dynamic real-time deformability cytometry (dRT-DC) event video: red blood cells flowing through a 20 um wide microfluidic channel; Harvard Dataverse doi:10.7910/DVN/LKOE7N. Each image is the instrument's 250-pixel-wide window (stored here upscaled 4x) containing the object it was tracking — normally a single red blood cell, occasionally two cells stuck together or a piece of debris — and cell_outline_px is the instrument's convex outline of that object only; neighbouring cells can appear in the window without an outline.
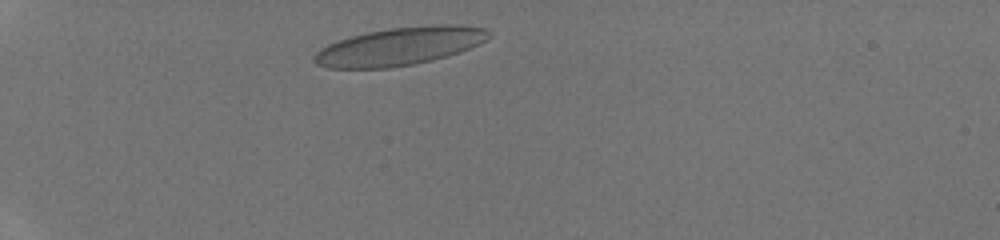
{"species": "human", "species_latin": "Homo sapiens", "temperature_condition": "room temperature", "stored_images_in_passage": 34, "camera_frame_rate_fps": 3000, "um_per_image_px": 0.085, "donor": {"sex": "male"}, "frame": {"image": 1, "passage_image": 3, "time_ms": 0.667, "image_size_px": [1000, 240], "cell_outline_px": [[492, 36], [488, 40], [480, 44], [460, 52], [432, 60], [412, 64], [388, 68], [328, 68], [316, 64], [312, 60], [312, 56], [320, 48], [328, 44], [352, 36], [368, 32], [388, 28], [432, 24], [460, 24], [484, 28], [492, 32]], "centroid_in_image_um": [34.02, 3.92], "position_along_channel_um": 51.0, "area_um2": 38.96}}
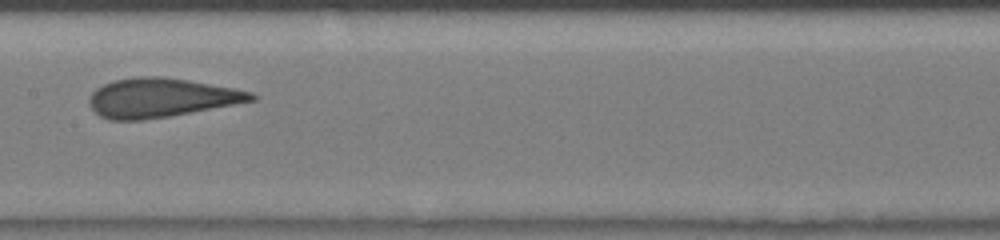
{"frame": {"image": 2, "passage_image": 15, "time_ms": 4.667, "image_size_px": [1000, 240], "cell_outline_px": [[256, 100], [168, 116], [140, 120], [108, 120], [100, 116], [88, 104], [88, 100], [92, 92], [96, 88], [112, 80], [136, 76], [160, 76], [188, 80], [236, 88], [252, 92], [256, 96]], "centroid_in_image_um": [13.65, 8.29], "position_along_channel_um": 193.8, "area_um2": 36.82}}
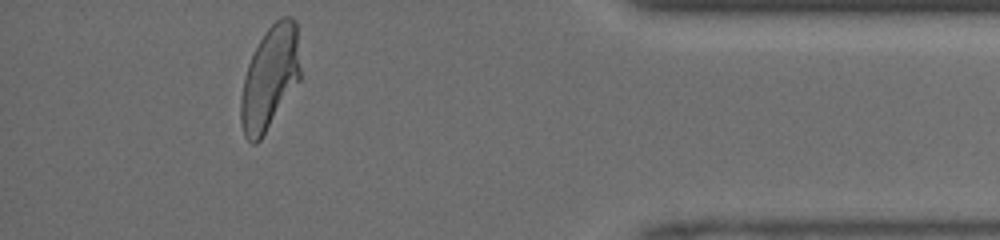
{"frame": {"image": 3, "passage_image": 31, "time_ms": 10.0, "image_size_px": [1000, 240], "cell_outline_px": [[300, 80], [260, 140], [256, 144], [252, 144], [244, 136], [240, 120], [240, 100], [244, 80], [248, 64], [260, 40], [268, 28], [280, 16], [292, 16], [296, 20], [300, 68]], "centroid_in_image_um": [22.94, 6.62], "position_along_channel_um": 412.3, "area_um2": 35.6}}